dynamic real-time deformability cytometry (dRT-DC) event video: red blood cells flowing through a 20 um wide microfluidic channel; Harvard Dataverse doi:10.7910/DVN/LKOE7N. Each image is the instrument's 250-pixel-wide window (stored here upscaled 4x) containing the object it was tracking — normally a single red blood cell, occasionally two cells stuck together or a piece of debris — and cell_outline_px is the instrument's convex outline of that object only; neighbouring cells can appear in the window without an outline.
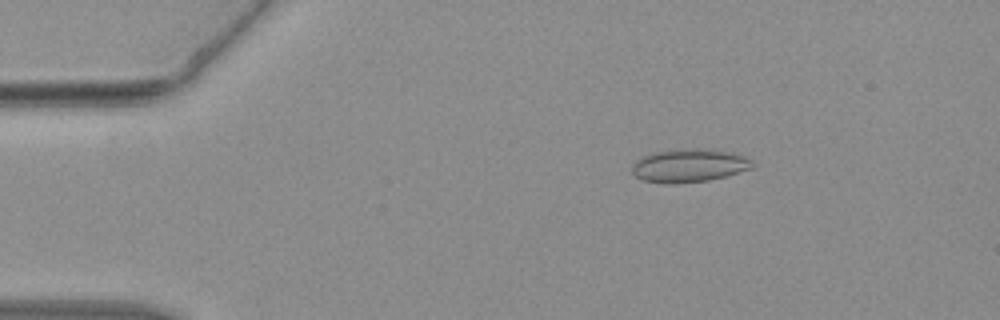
{"species": "common noctule bat (a hibernating species)", "species_latin": "Nyctalus noctula", "temperature_condition": "warm", "stored_images_in_passage": 18, "camera_frame_rate_fps": 3000, "um_per_image_px": 0.085, "animal": {"sex": "female", "body_mass_g": 19.3, "forearm_length_mm": 54.1}, "frame": {"image": 1, "passage_image": 8, "time_ms": 2.333, "image_size_px": [1000, 320], "cell_outline_px": [[756, 164], [752, 168], [724, 176], [708, 180], [676, 184], [664, 184], [644, 180], [636, 176], [632, 172], [632, 164], [636, 160], [644, 156], [656, 152], [688, 148], [704, 148], [744, 156], [752, 160]], "centroid_in_image_um": [58.56, 14.08], "position_along_channel_um": 26.4, "area_um2": 23.12}}
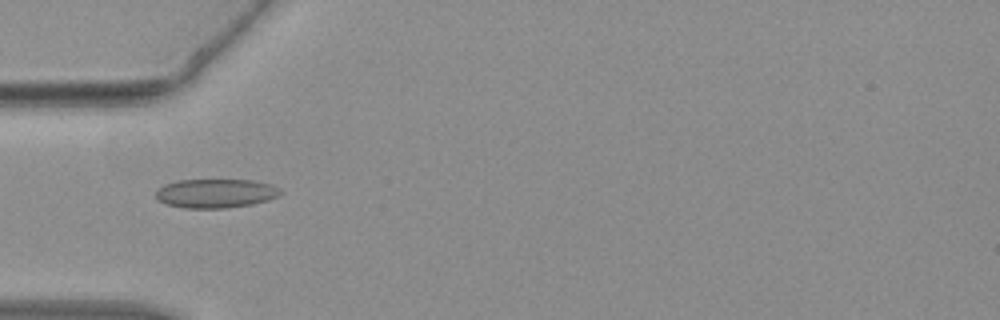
{"frame": {"image": 2, "passage_image": 15, "time_ms": 4.667, "image_size_px": [1000, 320], "cell_outline_px": [[284, 192], [280, 196], [268, 200], [252, 204], [228, 208], [184, 208], [168, 204], [156, 200], [156, 188], [164, 184], [180, 180], [252, 180], [272, 184], [280, 188]], "centroid_in_image_um": [18.36, 16.43], "position_along_channel_um": 66.6, "area_um2": 21.33}}
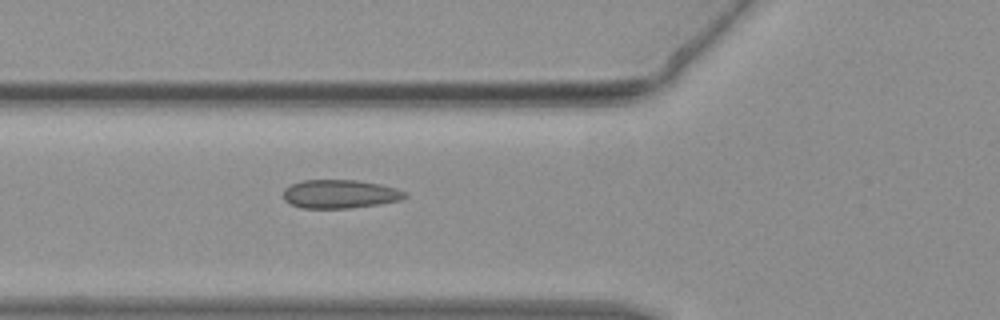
{"frame": {"image": 3, "passage_image": 17, "time_ms": 5.333, "image_size_px": [1000, 320], "cell_outline_px": [[408, 196], [400, 200], [380, 204], [348, 208], [304, 208], [292, 204], [284, 200], [284, 188], [300, 180], [356, 180], [380, 184], [396, 188], [408, 192]], "centroid_in_image_um": [28.92, 16.48], "position_along_channel_um": 96.9, "area_um2": 20.29}}